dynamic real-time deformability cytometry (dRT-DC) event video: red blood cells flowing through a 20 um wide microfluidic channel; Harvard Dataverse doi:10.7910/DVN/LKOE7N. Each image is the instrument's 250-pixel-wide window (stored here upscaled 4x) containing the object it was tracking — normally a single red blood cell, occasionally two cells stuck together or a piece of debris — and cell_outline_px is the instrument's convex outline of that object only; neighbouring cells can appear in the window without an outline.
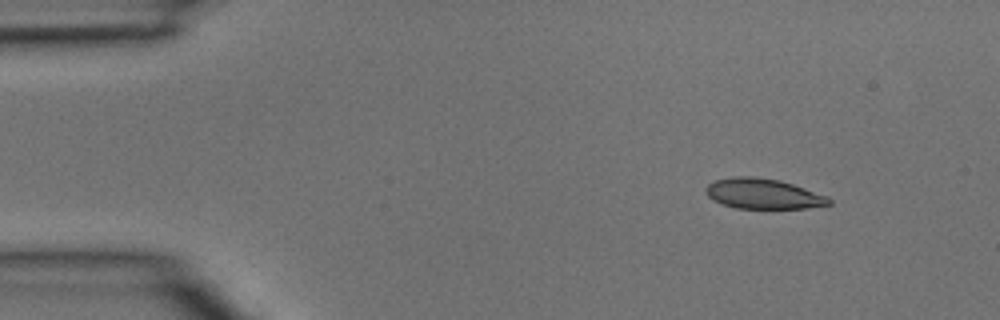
{"species": "common noctule bat (a hibernating species)", "species_latin": "Nyctalus noctula", "temperature_condition": "room temperature", "stored_images_in_passage": 3, "camera_frame_rate_fps": 3000, "um_per_image_px": 0.085, "animal": {"sex": "male", "body_mass_g": 15.6}, "frame": {"image": 1, "passage_image": 1, "time_ms": 0.0, "image_size_px": [1000, 320], "cell_outline_px": [[832, 204], [808, 208], [736, 208], [712, 200], [704, 192], [704, 188], [708, 184], [716, 180], [736, 176], [752, 176], [780, 180], [828, 196], [832, 200]], "centroid_in_image_um": [64.86, 16.47], "position_along_channel_um": 20.1, "area_um2": 21.73}}
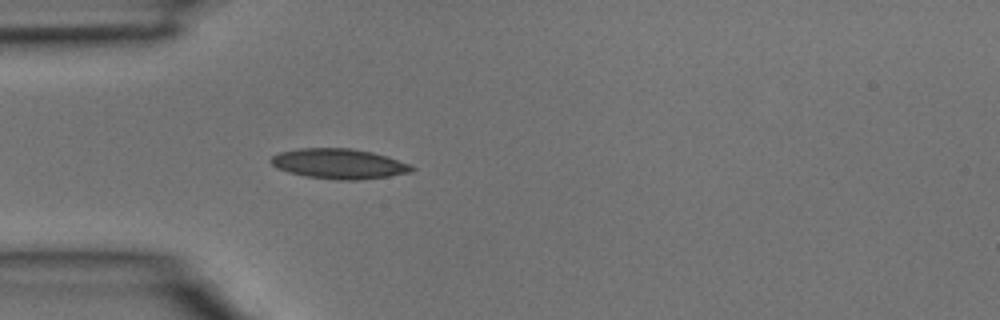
{"frame": {"image": 2, "passage_image": 3, "time_ms": 0.667, "image_size_px": [1000, 320], "cell_outline_px": [[416, 168], [412, 172], [388, 176], [360, 180], [336, 180], [304, 176], [288, 172], [276, 168], [268, 160], [272, 156], [280, 152], [300, 148], [352, 148], [372, 152], [388, 156], [412, 164]], "centroid_in_image_um": [28.83, 13.92], "position_along_channel_um": 56.2, "area_um2": 25.03}}